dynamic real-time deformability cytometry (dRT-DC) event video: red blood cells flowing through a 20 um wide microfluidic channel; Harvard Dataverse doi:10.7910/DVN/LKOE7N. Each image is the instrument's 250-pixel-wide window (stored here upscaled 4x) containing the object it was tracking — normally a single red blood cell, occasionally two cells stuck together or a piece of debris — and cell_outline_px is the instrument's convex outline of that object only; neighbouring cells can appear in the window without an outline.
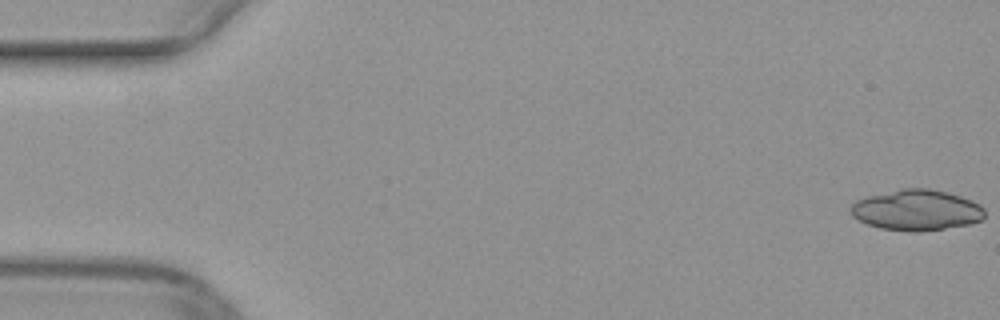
{"species": "common noctule bat (a hibernating species)", "species_latin": "Nyctalus noctula", "temperature_condition": "warm", "stored_images_in_passage": 12, "camera_frame_rate_fps": 3000, "um_per_image_px": 0.085, "animal": {"sex": "female", "body_mass_g": 29.2, "forearm_length_mm": 56.3}, "frame": {"image": 1, "passage_image": 1, "time_ms": 0.0, "image_size_px": [1000, 320], "cell_outline_px": [[984, 216], [980, 220], [968, 224], [920, 232], [908, 232], [880, 228], [868, 224], [852, 216], [848, 212], [848, 208], [856, 200], [864, 196], [900, 188], [928, 188], [948, 192], [972, 200], [980, 204], [984, 208]], "centroid_in_image_um": [77.86, 17.84], "position_along_channel_um": 7.1, "area_um2": 32.19}}